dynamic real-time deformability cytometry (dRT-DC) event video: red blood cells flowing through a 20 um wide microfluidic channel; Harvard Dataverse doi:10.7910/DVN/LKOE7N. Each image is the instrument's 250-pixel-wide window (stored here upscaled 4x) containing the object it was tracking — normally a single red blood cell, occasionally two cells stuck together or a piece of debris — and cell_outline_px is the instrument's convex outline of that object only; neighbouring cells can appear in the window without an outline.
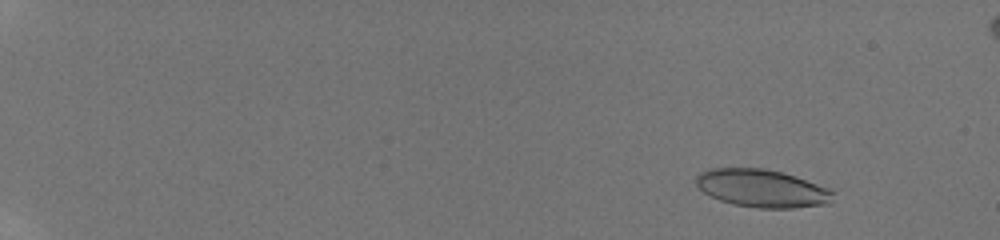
{"species": "human", "species_latin": "Homo sapiens", "temperature_condition": "room temperature", "stored_images_in_passage": 19, "camera_frame_rate_fps": 3000, "um_per_image_px": 0.085, "donor": {"sex": "male"}, "frame": {"image": 1, "passage_image": 5, "time_ms": 2.0, "image_size_px": [1000, 240], "cell_outline_px": [[836, 192], [832, 204], [792, 208], [760, 208], [732, 204], [720, 200], [704, 192], [696, 184], [696, 176], [700, 172], [712, 168], [764, 168], [780, 172], [828, 188]], "centroid_in_image_um": [64.8, 16.02], "position_along_channel_um": 20.2, "area_um2": 30.11}}
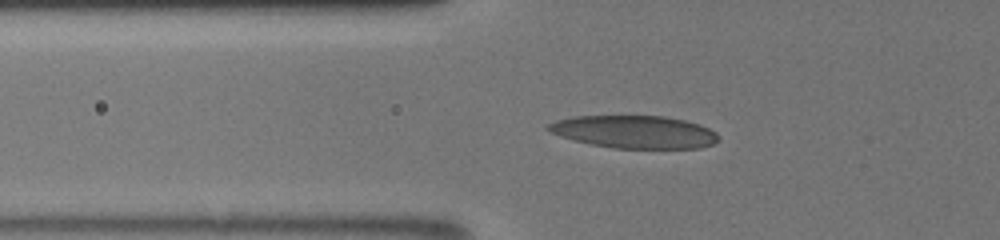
{"frame": {"image": 2, "passage_image": 15, "time_ms": 7.333, "image_size_px": [1000, 240], "cell_outline_px": [[720, 140], [712, 144], [700, 148], [612, 148], [592, 144], [560, 136], [548, 132], [544, 128], [548, 124], [556, 120], [572, 116], [664, 116], [684, 120], [700, 124], [716, 132], [720, 136]], "centroid_in_image_um": [53.92, 11.2], "position_along_channel_um": 71.9, "area_um2": 32.54}}
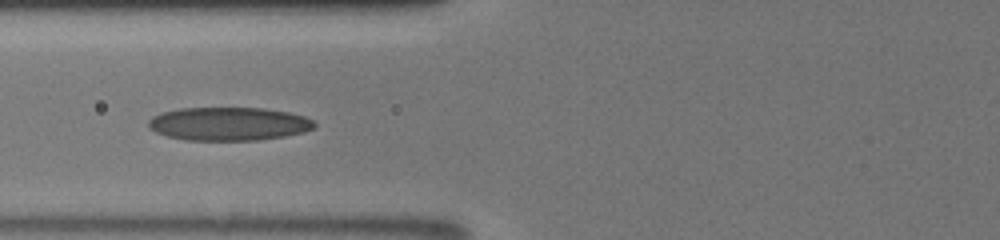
{"frame": {"image": 3, "passage_image": 17, "time_ms": 8.333, "image_size_px": [1000, 240], "cell_outline_px": [[316, 128], [304, 132], [284, 136], [256, 140], [184, 140], [168, 136], [156, 132], [148, 128], [148, 120], [152, 116], [164, 112], [180, 108], [264, 108], [288, 112], [304, 116], [312, 120], [316, 124]], "centroid_in_image_um": [19.44, 10.52], "position_along_channel_um": 106.4, "area_um2": 32.31}}